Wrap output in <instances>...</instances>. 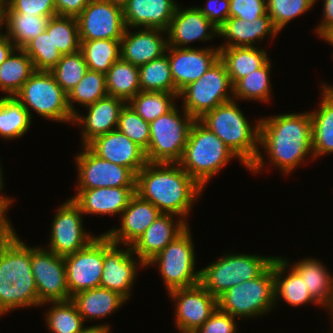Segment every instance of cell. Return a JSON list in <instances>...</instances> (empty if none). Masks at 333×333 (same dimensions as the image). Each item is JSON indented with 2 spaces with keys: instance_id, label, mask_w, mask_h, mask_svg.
I'll use <instances>...</instances> for the list:
<instances>
[{
  "instance_id": "obj_1",
  "label": "cell",
  "mask_w": 333,
  "mask_h": 333,
  "mask_svg": "<svg viewBox=\"0 0 333 333\" xmlns=\"http://www.w3.org/2000/svg\"><path fill=\"white\" fill-rule=\"evenodd\" d=\"M202 187L178 163H151L136 174V194L163 214L186 221Z\"/></svg>"
},
{
  "instance_id": "obj_2",
  "label": "cell",
  "mask_w": 333,
  "mask_h": 333,
  "mask_svg": "<svg viewBox=\"0 0 333 333\" xmlns=\"http://www.w3.org/2000/svg\"><path fill=\"white\" fill-rule=\"evenodd\" d=\"M259 120V146L264 147L269 162L283 174L302 165L309 154L314 159L310 112L280 114Z\"/></svg>"
},
{
  "instance_id": "obj_3",
  "label": "cell",
  "mask_w": 333,
  "mask_h": 333,
  "mask_svg": "<svg viewBox=\"0 0 333 333\" xmlns=\"http://www.w3.org/2000/svg\"><path fill=\"white\" fill-rule=\"evenodd\" d=\"M38 307L31 247L16 232L0 239V317L13 309Z\"/></svg>"
},
{
  "instance_id": "obj_4",
  "label": "cell",
  "mask_w": 333,
  "mask_h": 333,
  "mask_svg": "<svg viewBox=\"0 0 333 333\" xmlns=\"http://www.w3.org/2000/svg\"><path fill=\"white\" fill-rule=\"evenodd\" d=\"M198 120L217 135L248 170L260 173L265 165L258 146L260 120L252 127L234 99L218 105Z\"/></svg>"
},
{
  "instance_id": "obj_5",
  "label": "cell",
  "mask_w": 333,
  "mask_h": 333,
  "mask_svg": "<svg viewBox=\"0 0 333 333\" xmlns=\"http://www.w3.org/2000/svg\"><path fill=\"white\" fill-rule=\"evenodd\" d=\"M237 156L199 120L192 124L179 166L201 187Z\"/></svg>"
},
{
  "instance_id": "obj_6",
  "label": "cell",
  "mask_w": 333,
  "mask_h": 333,
  "mask_svg": "<svg viewBox=\"0 0 333 333\" xmlns=\"http://www.w3.org/2000/svg\"><path fill=\"white\" fill-rule=\"evenodd\" d=\"M274 258L227 253L200 270V284L218 299L229 288L260 276Z\"/></svg>"
},
{
  "instance_id": "obj_7",
  "label": "cell",
  "mask_w": 333,
  "mask_h": 333,
  "mask_svg": "<svg viewBox=\"0 0 333 333\" xmlns=\"http://www.w3.org/2000/svg\"><path fill=\"white\" fill-rule=\"evenodd\" d=\"M274 305V259L260 276L229 288L218 298V308L235 318L261 316Z\"/></svg>"
},
{
  "instance_id": "obj_8",
  "label": "cell",
  "mask_w": 333,
  "mask_h": 333,
  "mask_svg": "<svg viewBox=\"0 0 333 333\" xmlns=\"http://www.w3.org/2000/svg\"><path fill=\"white\" fill-rule=\"evenodd\" d=\"M178 106L151 121L150 140L145 156L151 163H178L188 141L195 118L184 109L179 114ZM183 117V118H182Z\"/></svg>"
},
{
  "instance_id": "obj_9",
  "label": "cell",
  "mask_w": 333,
  "mask_h": 333,
  "mask_svg": "<svg viewBox=\"0 0 333 333\" xmlns=\"http://www.w3.org/2000/svg\"><path fill=\"white\" fill-rule=\"evenodd\" d=\"M14 97L28 111L29 107L43 118L58 122L74 121L67 101V93L50 72L35 71Z\"/></svg>"
},
{
  "instance_id": "obj_10",
  "label": "cell",
  "mask_w": 333,
  "mask_h": 333,
  "mask_svg": "<svg viewBox=\"0 0 333 333\" xmlns=\"http://www.w3.org/2000/svg\"><path fill=\"white\" fill-rule=\"evenodd\" d=\"M178 97L184 102L183 109L196 120L233 100V85L223 62L218 59L198 80L184 87Z\"/></svg>"
},
{
  "instance_id": "obj_11",
  "label": "cell",
  "mask_w": 333,
  "mask_h": 333,
  "mask_svg": "<svg viewBox=\"0 0 333 333\" xmlns=\"http://www.w3.org/2000/svg\"><path fill=\"white\" fill-rule=\"evenodd\" d=\"M192 241L190 227H188L146 265L148 267L158 264L168 292L200 284V270L195 271L196 260Z\"/></svg>"
},
{
  "instance_id": "obj_12",
  "label": "cell",
  "mask_w": 333,
  "mask_h": 333,
  "mask_svg": "<svg viewBox=\"0 0 333 333\" xmlns=\"http://www.w3.org/2000/svg\"><path fill=\"white\" fill-rule=\"evenodd\" d=\"M76 157L77 189L136 188V174L129 168L95 155L87 146Z\"/></svg>"
},
{
  "instance_id": "obj_13",
  "label": "cell",
  "mask_w": 333,
  "mask_h": 333,
  "mask_svg": "<svg viewBox=\"0 0 333 333\" xmlns=\"http://www.w3.org/2000/svg\"><path fill=\"white\" fill-rule=\"evenodd\" d=\"M31 268L38 290V306L71 299L63 256L33 246Z\"/></svg>"
},
{
  "instance_id": "obj_14",
  "label": "cell",
  "mask_w": 333,
  "mask_h": 333,
  "mask_svg": "<svg viewBox=\"0 0 333 333\" xmlns=\"http://www.w3.org/2000/svg\"><path fill=\"white\" fill-rule=\"evenodd\" d=\"M63 259L70 297L99 287L104 263V233Z\"/></svg>"
},
{
  "instance_id": "obj_15",
  "label": "cell",
  "mask_w": 333,
  "mask_h": 333,
  "mask_svg": "<svg viewBox=\"0 0 333 333\" xmlns=\"http://www.w3.org/2000/svg\"><path fill=\"white\" fill-rule=\"evenodd\" d=\"M57 210L51 227L49 251L66 256L86 247L96 238L84 230L83 213L72 199Z\"/></svg>"
},
{
  "instance_id": "obj_16",
  "label": "cell",
  "mask_w": 333,
  "mask_h": 333,
  "mask_svg": "<svg viewBox=\"0 0 333 333\" xmlns=\"http://www.w3.org/2000/svg\"><path fill=\"white\" fill-rule=\"evenodd\" d=\"M76 20L80 40H121L126 28L123 7L105 0H91Z\"/></svg>"
},
{
  "instance_id": "obj_17",
  "label": "cell",
  "mask_w": 333,
  "mask_h": 333,
  "mask_svg": "<svg viewBox=\"0 0 333 333\" xmlns=\"http://www.w3.org/2000/svg\"><path fill=\"white\" fill-rule=\"evenodd\" d=\"M175 300L176 327L180 333H194L218 308L215 298L201 284L168 292Z\"/></svg>"
},
{
  "instance_id": "obj_18",
  "label": "cell",
  "mask_w": 333,
  "mask_h": 333,
  "mask_svg": "<svg viewBox=\"0 0 333 333\" xmlns=\"http://www.w3.org/2000/svg\"><path fill=\"white\" fill-rule=\"evenodd\" d=\"M118 246L104 234V263L99 287L117 292L128 300L138 265L146 266L141 261L136 262L131 246H127L126 250Z\"/></svg>"
},
{
  "instance_id": "obj_19",
  "label": "cell",
  "mask_w": 333,
  "mask_h": 333,
  "mask_svg": "<svg viewBox=\"0 0 333 333\" xmlns=\"http://www.w3.org/2000/svg\"><path fill=\"white\" fill-rule=\"evenodd\" d=\"M168 60L174 86L180 92L198 80L219 59L217 48H177L167 46Z\"/></svg>"
},
{
  "instance_id": "obj_20",
  "label": "cell",
  "mask_w": 333,
  "mask_h": 333,
  "mask_svg": "<svg viewBox=\"0 0 333 333\" xmlns=\"http://www.w3.org/2000/svg\"><path fill=\"white\" fill-rule=\"evenodd\" d=\"M99 158L137 174L147 163L145 151L118 130L95 137L86 145Z\"/></svg>"
},
{
  "instance_id": "obj_21",
  "label": "cell",
  "mask_w": 333,
  "mask_h": 333,
  "mask_svg": "<svg viewBox=\"0 0 333 333\" xmlns=\"http://www.w3.org/2000/svg\"><path fill=\"white\" fill-rule=\"evenodd\" d=\"M177 6L167 30L168 46L192 48L185 46L191 42L205 41L218 37V28L198 9L191 7L181 9ZM184 46V47H183Z\"/></svg>"
},
{
  "instance_id": "obj_22",
  "label": "cell",
  "mask_w": 333,
  "mask_h": 333,
  "mask_svg": "<svg viewBox=\"0 0 333 333\" xmlns=\"http://www.w3.org/2000/svg\"><path fill=\"white\" fill-rule=\"evenodd\" d=\"M162 214L150 201L134 194L120 215L121 225L104 233L114 244L132 246L146 229Z\"/></svg>"
},
{
  "instance_id": "obj_23",
  "label": "cell",
  "mask_w": 333,
  "mask_h": 333,
  "mask_svg": "<svg viewBox=\"0 0 333 333\" xmlns=\"http://www.w3.org/2000/svg\"><path fill=\"white\" fill-rule=\"evenodd\" d=\"M173 217V214H160L131 246L133 253L137 255L135 258L145 266L189 227L187 221L179 219L176 222Z\"/></svg>"
},
{
  "instance_id": "obj_24",
  "label": "cell",
  "mask_w": 333,
  "mask_h": 333,
  "mask_svg": "<svg viewBox=\"0 0 333 333\" xmlns=\"http://www.w3.org/2000/svg\"><path fill=\"white\" fill-rule=\"evenodd\" d=\"M128 29L125 28L120 40V56L124 61L139 67L165 54L168 40L161 35L167 34V31L139 28V31L131 33Z\"/></svg>"
},
{
  "instance_id": "obj_25",
  "label": "cell",
  "mask_w": 333,
  "mask_h": 333,
  "mask_svg": "<svg viewBox=\"0 0 333 333\" xmlns=\"http://www.w3.org/2000/svg\"><path fill=\"white\" fill-rule=\"evenodd\" d=\"M127 104L123 99L107 95L87 106L86 116L77 113L74 123L82 125V144L86 146L99 135L117 130L120 113Z\"/></svg>"
},
{
  "instance_id": "obj_26",
  "label": "cell",
  "mask_w": 333,
  "mask_h": 333,
  "mask_svg": "<svg viewBox=\"0 0 333 333\" xmlns=\"http://www.w3.org/2000/svg\"><path fill=\"white\" fill-rule=\"evenodd\" d=\"M177 6L173 0H128L123 6L125 27L167 31Z\"/></svg>"
},
{
  "instance_id": "obj_27",
  "label": "cell",
  "mask_w": 333,
  "mask_h": 333,
  "mask_svg": "<svg viewBox=\"0 0 333 333\" xmlns=\"http://www.w3.org/2000/svg\"><path fill=\"white\" fill-rule=\"evenodd\" d=\"M136 188H94L78 189L71 199L83 214L115 215L122 214Z\"/></svg>"
},
{
  "instance_id": "obj_28",
  "label": "cell",
  "mask_w": 333,
  "mask_h": 333,
  "mask_svg": "<svg viewBox=\"0 0 333 333\" xmlns=\"http://www.w3.org/2000/svg\"><path fill=\"white\" fill-rule=\"evenodd\" d=\"M278 33L279 31L268 14L250 22L237 17H229L218 29V36L228 39V42L219 48L256 47L255 42L263 40L268 35L273 38Z\"/></svg>"
},
{
  "instance_id": "obj_29",
  "label": "cell",
  "mask_w": 333,
  "mask_h": 333,
  "mask_svg": "<svg viewBox=\"0 0 333 333\" xmlns=\"http://www.w3.org/2000/svg\"><path fill=\"white\" fill-rule=\"evenodd\" d=\"M302 277L310 296L326 307L331 314L333 310V275L327 268L314 258H304L292 266Z\"/></svg>"
},
{
  "instance_id": "obj_30",
  "label": "cell",
  "mask_w": 333,
  "mask_h": 333,
  "mask_svg": "<svg viewBox=\"0 0 333 333\" xmlns=\"http://www.w3.org/2000/svg\"><path fill=\"white\" fill-rule=\"evenodd\" d=\"M290 263L281 257L274 258V293L275 303L277 299H283L287 304L298 307L305 303H314L319 305L309 294L302 277L292 267L286 276L285 271Z\"/></svg>"
},
{
  "instance_id": "obj_31",
  "label": "cell",
  "mask_w": 333,
  "mask_h": 333,
  "mask_svg": "<svg viewBox=\"0 0 333 333\" xmlns=\"http://www.w3.org/2000/svg\"><path fill=\"white\" fill-rule=\"evenodd\" d=\"M84 322L87 319H101L109 316L127 301L117 292L97 287L76 293L71 297Z\"/></svg>"
},
{
  "instance_id": "obj_32",
  "label": "cell",
  "mask_w": 333,
  "mask_h": 333,
  "mask_svg": "<svg viewBox=\"0 0 333 333\" xmlns=\"http://www.w3.org/2000/svg\"><path fill=\"white\" fill-rule=\"evenodd\" d=\"M219 59L225 65L232 85L262 67L269 57L265 49L257 47L219 48Z\"/></svg>"
},
{
  "instance_id": "obj_33",
  "label": "cell",
  "mask_w": 333,
  "mask_h": 333,
  "mask_svg": "<svg viewBox=\"0 0 333 333\" xmlns=\"http://www.w3.org/2000/svg\"><path fill=\"white\" fill-rule=\"evenodd\" d=\"M322 91L319 109L310 112L314 159L333 153V96Z\"/></svg>"
},
{
  "instance_id": "obj_34",
  "label": "cell",
  "mask_w": 333,
  "mask_h": 333,
  "mask_svg": "<svg viewBox=\"0 0 333 333\" xmlns=\"http://www.w3.org/2000/svg\"><path fill=\"white\" fill-rule=\"evenodd\" d=\"M1 24L6 25L4 33L15 45L23 48L29 41L36 38L40 33L46 30L49 18L43 16H34L21 14L17 12H0Z\"/></svg>"
},
{
  "instance_id": "obj_35",
  "label": "cell",
  "mask_w": 333,
  "mask_h": 333,
  "mask_svg": "<svg viewBox=\"0 0 333 333\" xmlns=\"http://www.w3.org/2000/svg\"><path fill=\"white\" fill-rule=\"evenodd\" d=\"M35 71L33 61L25 51L14 50L0 65V91L7 93V97L14 96Z\"/></svg>"
},
{
  "instance_id": "obj_36",
  "label": "cell",
  "mask_w": 333,
  "mask_h": 333,
  "mask_svg": "<svg viewBox=\"0 0 333 333\" xmlns=\"http://www.w3.org/2000/svg\"><path fill=\"white\" fill-rule=\"evenodd\" d=\"M108 95L128 102L141 91L139 68L121 57L106 73Z\"/></svg>"
},
{
  "instance_id": "obj_37",
  "label": "cell",
  "mask_w": 333,
  "mask_h": 333,
  "mask_svg": "<svg viewBox=\"0 0 333 333\" xmlns=\"http://www.w3.org/2000/svg\"><path fill=\"white\" fill-rule=\"evenodd\" d=\"M80 51L88 70L106 74L121 57L120 40L96 39L80 40Z\"/></svg>"
},
{
  "instance_id": "obj_38",
  "label": "cell",
  "mask_w": 333,
  "mask_h": 333,
  "mask_svg": "<svg viewBox=\"0 0 333 333\" xmlns=\"http://www.w3.org/2000/svg\"><path fill=\"white\" fill-rule=\"evenodd\" d=\"M31 122L28 111L14 96L0 98V137L9 140L22 137Z\"/></svg>"
},
{
  "instance_id": "obj_39",
  "label": "cell",
  "mask_w": 333,
  "mask_h": 333,
  "mask_svg": "<svg viewBox=\"0 0 333 333\" xmlns=\"http://www.w3.org/2000/svg\"><path fill=\"white\" fill-rule=\"evenodd\" d=\"M138 68L141 91L180 93L174 86L167 53Z\"/></svg>"
},
{
  "instance_id": "obj_40",
  "label": "cell",
  "mask_w": 333,
  "mask_h": 333,
  "mask_svg": "<svg viewBox=\"0 0 333 333\" xmlns=\"http://www.w3.org/2000/svg\"><path fill=\"white\" fill-rule=\"evenodd\" d=\"M108 95L106 74L88 70L80 82L67 94L69 109L77 115L73 102L87 107Z\"/></svg>"
},
{
  "instance_id": "obj_41",
  "label": "cell",
  "mask_w": 333,
  "mask_h": 333,
  "mask_svg": "<svg viewBox=\"0 0 333 333\" xmlns=\"http://www.w3.org/2000/svg\"><path fill=\"white\" fill-rule=\"evenodd\" d=\"M179 94L140 91L127 103L143 120L151 122L171 111ZM176 98V99H175Z\"/></svg>"
},
{
  "instance_id": "obj_42",
  "label": "cell",
  "mask_w": 333,
  "mask_h": 333,
  "mask_svg": "<svg viewBox=\"0 0 333 333\" xmlns=\"http://www.w3.org/2000/svg\"><path fill=\"white\" fill-rule=\"evenodd\" d=\"M270 59L259 69L241 78L233 85V99L269 101L271 94Z\"/></svg>"
},
{
  "instance_id": "obj_43",
  "label": "cell",
  "mask_w": 333,
  "mask_h": 333,
  "mask_svg": "<svg viewBox=\"0 0 333 333\" xmlns=\"http://www.w3.org/2000/svg\"><path fill=\"white\" fill-rule=\"evenodd\" d=\"M53 306L46 312V326L52 333H81L84 328V320L79 314L74 302H51Z\"/></svg>"
},
{
  "instance_id": "obj_44",
  "label": "cell",
  "mask_w": 333,
  "mask_h": 333,
  "mask_svg": "<svg viewBox=\"0 0 333 333\" xmlns=\"http://www.w3.org/2000/svg\"><path fill=\"white\" fill-rule=\"evenodd\" d=\"M51 33L52 41L63 54L80 50V38L76 17L56 15L48 20L46 30Z\"/></svg>"
},
{
  "instance_id": "obj_45",
  "label": "cell",
  "mask_w": 333,
  "mask_h": 333,
  "mask_svg": "<svg viewBox=\"0 0 333 333\" xmlns=\"http://www.w3.org/2000/svg\"><path fill=\"white\" fill-rule=\"evenodd\" d=\"M22 49L33 61L36 71L50 72L63 55L54 45L51 33L46 31L29 41Z\"/></svg>"
},
{
  "instance_id": "obj_46",
  "label": "cell",
  "mask_w": 333,
  "mask_h": 333,
  "mask_svg": "<svg viewBox=\"0 0 333 333\" xmlns=\"http://www.w3.org/2000/svg\"><path fill=\"white\" fill-rule=\"evenodd\" d=\"M88 71V66L84 60L81 51L72 54L62 55L60 61L50 71L56 82L68 94L74 88L85 73Z\"/></svg>"
},
{
  "instance_id": "obj_47",
  "label": "cell",
  "mask_w": 333,
  "mask_h": 333,
  "mask_svg": "<svg viewBox=\"0 0 333 333\" xmlns=\"http://www.w3.org/2000/svg\"><path fill=\"white\" fill-rule=\"evenodd\" d=\"M316 0H267V14L280 32L297 16L307 12Z\"/></svg>"
},
{
  "instance_id": "obj_48",
  "label": "cell",
  "mask_w": 333,
  "mask_h": 333,
  "mask_svg": "<svg viewBox=\"0 0 333 333\" xmlns=\"http://www.w3.org/2000/svg\"><path fill=\"white\" fill-rule=\"evenodd\" d=\"M117 130L144 151L147 150L150 140V124L143 120L128 104L120 113Z\"/></svg>"
},
{
  "instance_id": "obj_49",
  "label": "cell",
  "mask_w": 333,
  "mask_h": 333,
  "mask_svg": "<svg viewBox=\"0 0 333 333\" xmlns=\"http://www.w3.org/2000/svg\"><path fill=\"white\" fill-rule=\"evenodd\" d=\"M0 12H17L34 16L54 17L57 15L55 0H8Z\"/></svg>"
},
{
  "instance_id": "obj_50",
  "label": "cell",
  "mask_w": 333,
  "mask_h": 333,
  "mask_svg": "<svg viewBox=\"0 0 333 333\" xmlns=\"http://www.w3.org/2000/svg\"><path fill=\"white\" fill-rule=\"evenodd\" d=\"M267 14V0H230L229 17L252 21Z\"/></svg>"
},
{
  "instance_id": "obj_51",
  "label": "cell",
  "mask_w": 333,
  "mask_h": 333,
  "mask_svg": "<svg viewBox=\"0 0 333 333\" xmlns=\"http://www.w3.org/2000/svg\"><path fill=\"white\" fill-rule=\"evenodd\" d=\"M235 317L219 308L194 333H236Z\"/></svg>"
},
{
  "instance_id": "obj_52",
  "label": "cell",
  "mask_w": 333,
  "mask_h": 333,
  "mask_svg": "<svg viewBox=\"0 0 333 333\" xmlns=\"http://www.w3.org/2000/svg\"><path fill=\"white\" fill-rule=\"evenodd\" d=\"M229 4L230 0H207L205 7L198 9L219 29L229 18Z\"/></svg>"
},
{
  "instance_id": "obj_53",
  "label": "cell",
  "mask_w": 333,
  "mask_h": 333,
  "mask_svg": "<svg viewBox=\"0 0 333 333\" xmlns=\"http://www.w3.org/2000/svg\"><path fill=\"white\" fill-rule=\"evenodd\" d=\"M90 1L91 0H55L57 15L77 17Z\"/></svg>"
},
{
  "instance_id": "obj_54",
  "label": "cell",
  "mask_w": 333,
  "mask_h": 333,
  "mask_svg": "<svg viewBox=\"0 0 333 333\" xmlns=\"http://www.w3.org/2000/svg\"><path fill=\"white\" fill-rule=\"evenodd\" d=\"M12 202V198L0 194V237H7L15 232L5 213Z\"/></svg>"
},
{
  "instance_id": "obj_55",
  "label": "cell",
  "mask_w": 333,
  "mask_h": 333,
  "mask_svg": "<svg viewBox=\"0 0 333 333\" xmlns=\"http://www.w3.org/2000/svg\"><path fill=\"white\" fill-rule=\"evenodd\" d=\"M318 0H316L317 2ZM323 20L316 28V33L321 37L325 32L333 28V0H325L323 5Z\"/></svg>"
},
{
  "instance_id": "obj_56",
  "label": "cell",
  "mask_w": 333,
  "mask_h": 333,
  "mask_svg": "<svg viewBox=\"0 0 333 333\" xmlns=\"http://www.w3.org/2000/svg\"><path fill=\"white\" fill-rule=\"evenodd\" d=\"M17 48L13 42L4 34L0 33V65Z\"/></svg>"
},
{
  "instance_id": "obj_57",
  "label": "cell",
  "mask_w": 333,
  "mask_h": 333,
  "mask_svg": "<svg viewBox=\"0 0 333 333\" xmlns=\"http://www.w3.org/2000/svg\"><path fill=\"white\" fill-rule=\"evenodd\" d=\"M110 326L106 323L84 327L81 333H110Z\"/></svg>"
},
{
  "instance_id": "obj_58",
  "label": "cell",
  "mask_w": 333,
  "mask_h": 333,
  "mask_svg": "<svg viewBox=\"0 0 333 333\" xmlns=\"http://www.w3.org/2000/svg\"><path fill=\"white\" fill-rule=\"evenodd\" d=\"M320 38L333 46V28L325 32Z\"/></svg>"
},
{
  "instance_id": "obj_59",
  "label": "cell",
  "mask_w": 333,
  "mask_h": 333,
  "mask_svg": "<svg viewBox=\"0 0 333 333\" xmlns=\"http://www.w3.org/2000/svg\"><path fill=\"white\" fill-rule=\"evenodd\" d=\"M105 1H108L110 3L123 7L127 3L128 0H105Z\"/></svg>"
},
{
  "instance_id": "obj_60",
  "label": "cell",
  "mask_w": 333,
  "mask_h": 333,
  "mask_svg": "<svg viewBox=\"0 0 333 333\" xmlns=\"http://www.w3.org/2000/svg\"><path fill=\"white\" fill-rule=\"evenodd\" d=\"M322 87L327 93H329L333 96V86H329V85L327 86L326 84L323 83Z\"/></svg>"
},
{
  "instance_id": "obj_61",
  "label": "cell",
  "mask_w": 333,
  "mask_h": 333,
  "mask_svg": "<svg viewBox=\"0 0 333 333\" xmlns=\"http://www.w3.org/2000/svg\"><path fill=\"white\" fill-rule=\"evenodd\" d=\"M2 171H3V170H2V168H1V164H0V191H2V189H3V187H4V186H3L4 184H3V175H2L3 173H2Z\"/></svg>"
},
{
  "instance_id": "obj_62",
  "label": "cell",
  "mask_w": 333,
  "mask_h": 333,
  "mask_svg": "<svg viewBox=\"0 0 333 333\" xmlns=\"http://www.w3.org/2000/svg\"><path fill=\"white\" fill-rule=\"evenodd\" d=\"M8 0H0V8L7 3Z\"/></svg>"
},
{
  "instance_id": "obj_63",
  "label": "cell",
  "mask_w": 333,
  "mask_h": 333,
  "mask_svg": "<svg viewBox=\"0 0 333 333\" xmlns=\"http://www.w3.org/2000/svg\"><path fill=\"white\" fill-rule=\"evenodd\" d=\"M1 28H2V24H1V13H0V33H1Z\"/></svg>"
}]
</instances>
